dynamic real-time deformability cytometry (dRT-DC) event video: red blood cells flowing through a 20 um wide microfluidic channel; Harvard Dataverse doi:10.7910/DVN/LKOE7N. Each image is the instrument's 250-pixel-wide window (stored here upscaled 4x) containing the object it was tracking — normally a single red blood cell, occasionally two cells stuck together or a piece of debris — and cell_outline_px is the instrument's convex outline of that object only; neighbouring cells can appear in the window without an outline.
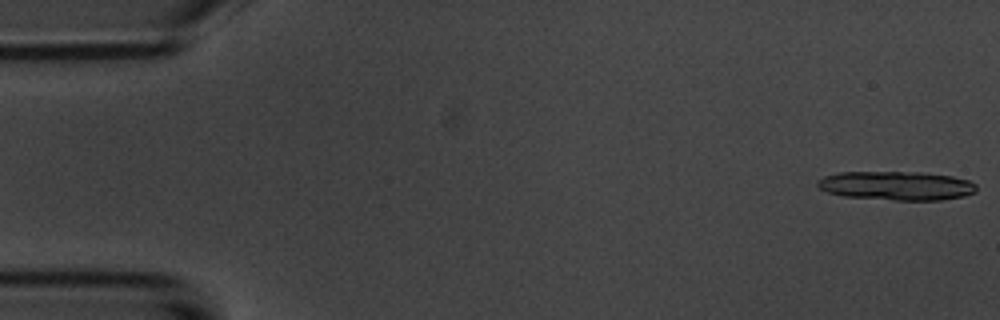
{"species": "common noctule bat (a hibernating species)", "species_latin": "Nyctalus noctula", "temperature_condition": "room temperature", "stored_images_in_passage": 5, "camera_frame_rate_fps": 3000, "um_per_image_px": 0.085, "animal": {"sex": "male", "body_mass_g": 20.1, "forearm_length_mm": 53.5}, "frame": {"image": 1, "passage_image": 1, "time_ms": 0.0, "image_size_px": [1000, 320], "cell_outline_px": [[976, 192], [964, 196], [940, 200], [892, 200], [844, 196], [828, 192], [820, 188], [816, 184], [816, 180], [824, 176], [840, 172], [920, 172], [952, 176], [968, 180], [976, 184]], "centroid_in_image_um": [76.2, 15.78], "position_along_channel_um": 8.8, "area_um2": 26.82}}